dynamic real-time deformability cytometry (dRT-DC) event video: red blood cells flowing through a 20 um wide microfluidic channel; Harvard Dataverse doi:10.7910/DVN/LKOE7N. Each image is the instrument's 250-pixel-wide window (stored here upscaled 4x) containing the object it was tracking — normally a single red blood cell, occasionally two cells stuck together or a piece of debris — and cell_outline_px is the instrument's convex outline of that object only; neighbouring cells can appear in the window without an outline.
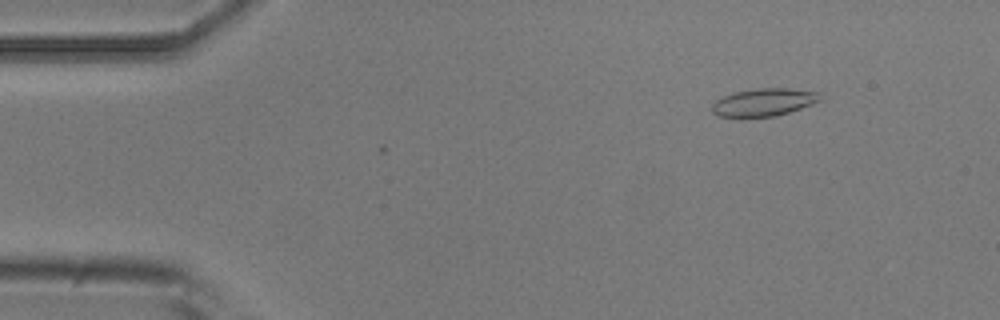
{"species": "common noctule bat (a hibernating species)", "species_latin": "Nyctalus noctula", "temperature_condition": "room temperature", "stored_images_in_passage": 43, "camera_frame_rate_fps": 3000, "um_per_image_px": 0.085, "animal": {"sex": "male", "body_mass_g": 20.5, "forearm_length_mm": 52.5}, "frame": {"image": 1, "passage_image": 1, "time_ms": 0.0, "image_size_px": [1000, 320], "cell_outline_px": [[824, 100], [776, 116], [740, 120], [716, 116], [712, 112], [712, 104], [716, 100], [732, 92], [760, 88], [788, 88], [820, 92], [824, 96]], "centroid_in_image_um": [64.9, 8.73], "position_along_channel_um": 20.1, "area_um2": 18.32}}
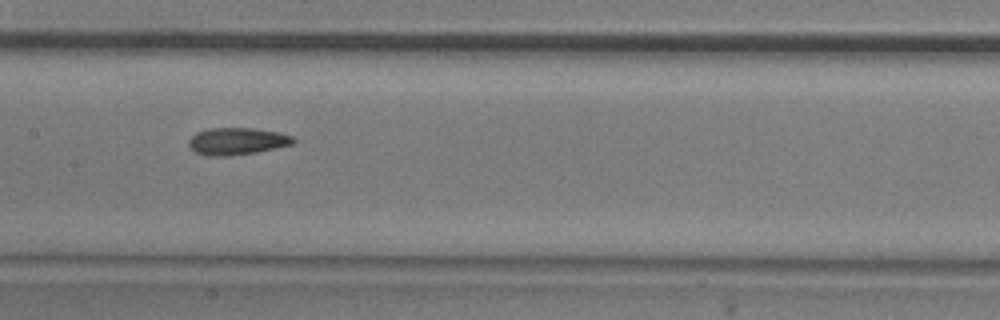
{"frame": {"image": 2, "passage_image": 21, "time_ms": 6.667, "image_size_px": [1000, 320], "cell_outline_px": [[296, 140], [292, 144], [276, 148], [256, 152], [224, 156], [208, 156], [196, 152], [188, 144], [188, 140], [196, 132], [208, 128], [252, 128], [280, 132], [296, 136]], "centroid_in_image_um": [20.18, 11.99], "position_along_channel_um": 187.2, "area_um2": 16.59}}
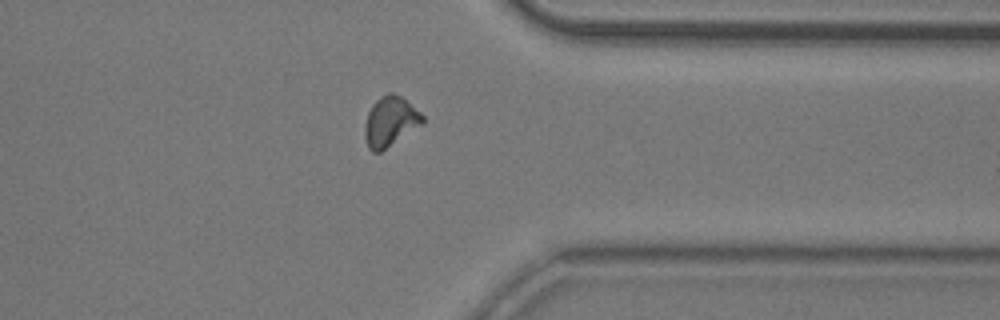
{"frame": {"image": 3, "passage_image": 37, "time_ms": 12.0, "image_size_px": [1000, 320], "cell_outline_px": [[424, 124], [380, 152], [372, 152], [368, 148], [364, 136], [364, 128], [368, 112], [372, 104], [380, 96], [388, 92], [392, 92], [400, 96], [420, 112], [424, 116]], "centroid_in_image_um": [33.17, 10.33], "position_along_channel_um": 378.2, "area_um2": 16.88}, "authors_computed_cell_mechanics": {"area_um2": 16.2996, "velocity_mm_per_s": 3.7123, "shape_relaxation_time_tau1_ms": 6.289, "shape_relaxation_time_tau2_ms": 2.0574, "deformation_change_tau1": 0.1579, "deformation_change_tau2": 0.0717}}